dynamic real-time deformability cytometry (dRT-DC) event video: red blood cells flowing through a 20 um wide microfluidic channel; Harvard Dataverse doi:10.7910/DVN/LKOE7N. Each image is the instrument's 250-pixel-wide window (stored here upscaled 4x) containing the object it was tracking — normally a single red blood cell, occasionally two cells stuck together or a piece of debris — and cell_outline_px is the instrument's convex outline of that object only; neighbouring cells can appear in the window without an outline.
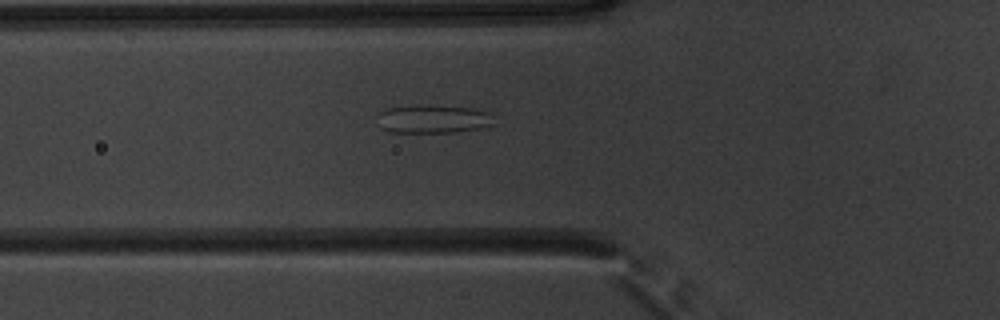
{"species": "common noctule bat (a hibernating species)", "species_latin": "Nyctalus noctula", "temperature_condition": "warm", "stored_images_in_passage": 21, "camera_frame_rate_fps": 3000, "um_per_image_px": 0.085, "animal": {"sex": "male", "body_mass_g": 20.1, "forearm_length_mm": 53.5}, "frame": {"image": 1, "passage_image": 4, "time_ms": 1.0, "image_size_px": [1000, 320], "cell_outline_px": [[496, 124], [480, 128], [456, 132], [392, 132], [380, 128], [376, 116], [384, 108], [428, 104], [432, 104], [472, 108], [488, 112]], "centroid_in_image_um": [36.79, 10.1], "position_along_channel_um": 89.0, "area_um2": 19.59}}
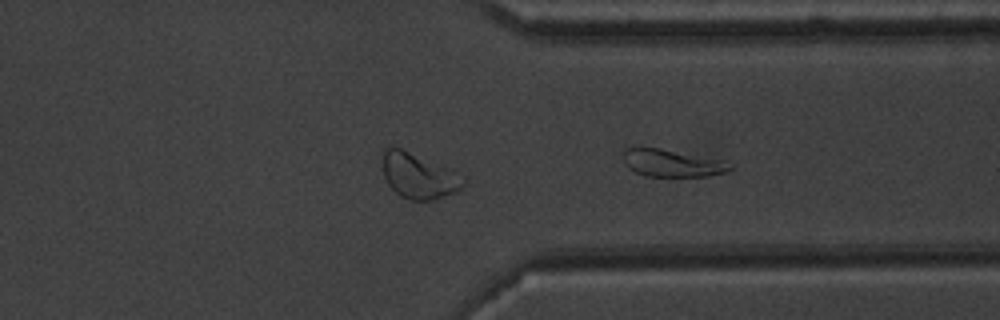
{"frame": {"image": 2, "passage_image": 21, "time_ms": 6.667, "image_size_px": [1000, 320], "cell_outline_px": [[732, 168], [724, 172], [708, 176], [644, 176], [628, 168], [624, 164], [624, 148], [660, 148], [724, 160]], "centroid_in_image_um": [57.09, 13.86], "position_along_channel_um": 354.3, "area_um2": 16.82}}